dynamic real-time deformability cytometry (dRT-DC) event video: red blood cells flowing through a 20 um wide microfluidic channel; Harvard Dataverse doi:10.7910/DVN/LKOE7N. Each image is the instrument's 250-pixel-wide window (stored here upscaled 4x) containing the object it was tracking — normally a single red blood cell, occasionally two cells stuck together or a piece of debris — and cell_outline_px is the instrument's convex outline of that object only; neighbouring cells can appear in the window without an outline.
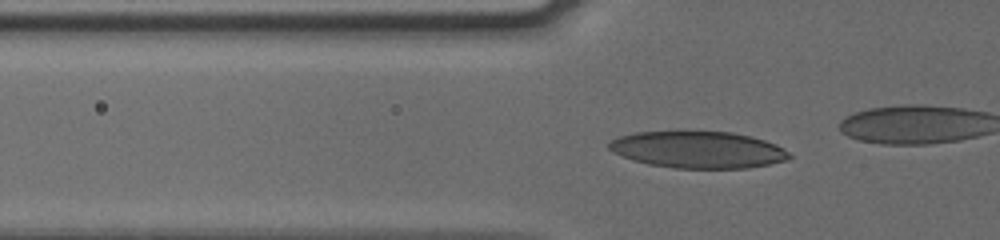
{"species": "human", "species_latin": "Homo sapiens", "temperature_condition": "cold", "stored_images_in_passage": 41, "camera_frame_rate_fps": 3000, "um_per_image_px": 0.085, "donor": {"sex": "male"}, "frame": {"image": 1, "passage_image": 16, "time_ms": 5.0, "image_size_px": [1000, 240], "cell_outline_px": [[792, 156], [784, 160], [768, 164], [748, 168], [676, 168], [648, 164], [624, 156], [608, 148], [608, 144], [612, 140], [620, 136], [636, 132], [732, 132], [764, 140], [776, 144], [784, 148]], "centroid_in_image_um": [59.36, 12.73], "position_along_channel_um": 66.4, "area_um2": 38.03}}
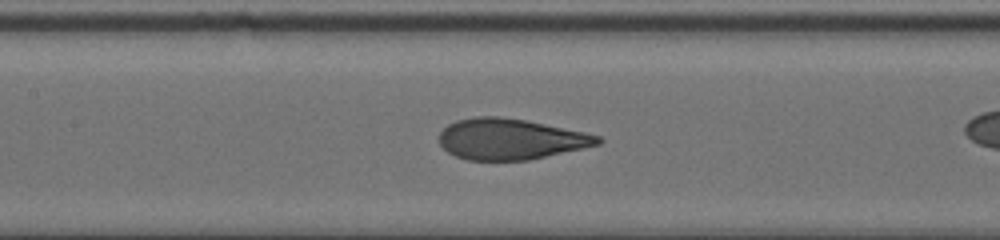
{"frame": {"image": 2, "passage_image": 24, "time_ms": 7.667, "image_size_px": [1000, 240], "cell_outline_px": [[604, 140], [600, 144], [584, 148], [528, 160], [468, 160], [456, 156], [448, 152], [440, 144], [440, 132], [448, 124], [456, 120], [476, 116], [496, 116], [524, 120], [584, 132], [600, 136]], "centroid_in_image_um": [43.39, 11.82], "position_along_channel_um": 164.0, "area_um2": 37.57}}
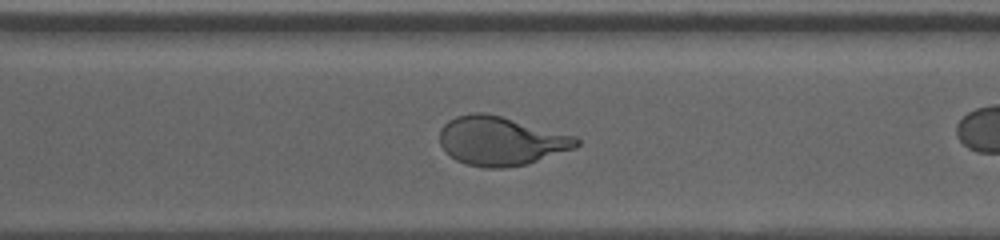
{"frame": {"image": 3, "passage_image": 37, "time_ms": 12.0, "image_size_px": [1000, 240], "cell_outline_px": [[580, 144], [576, 148], [528, 164], [504, 168], [484, 168], [468, 164], [456, 160], [440, 144], [440, 128], [448, 120], [456, 116], [472, 112], [484, 112], [500, 116], [576, 136], [580, 140]], "centroid_in_image_um": [42.59, 11.98], "position_along_channel_um": 328.0, "area_um2": 38.96}}